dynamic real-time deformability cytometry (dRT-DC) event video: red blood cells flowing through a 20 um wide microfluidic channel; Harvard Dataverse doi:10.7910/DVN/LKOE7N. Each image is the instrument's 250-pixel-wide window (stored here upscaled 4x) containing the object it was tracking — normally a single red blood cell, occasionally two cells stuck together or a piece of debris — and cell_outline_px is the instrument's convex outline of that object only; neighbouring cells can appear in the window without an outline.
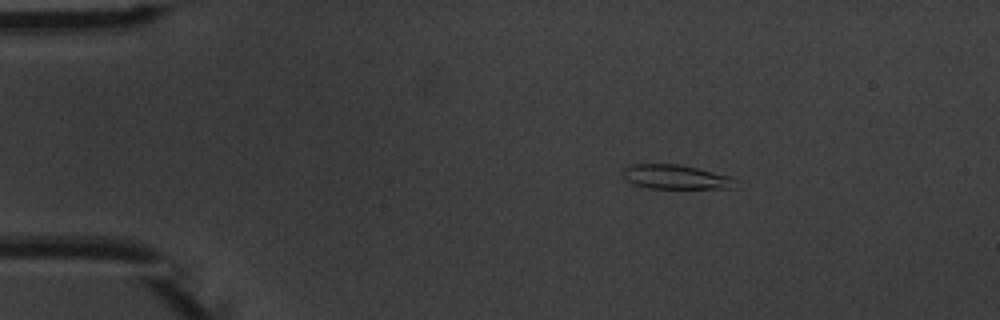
{"species": "common noctule bat (a hibernating species)", "species_latin": "Nyctalus noctula", "temperature_condition": "warm", "stored_images_in_passage": 3, "camera_frame_rate_fps": 3000, "um_per_image_px": 0.085, "animal": {"sex": "male", "body_mass_g": 20.1, "forearm_length_mm": 53.5}, "frame": {"image": 1, "passage_image": 1, "time_ms": 0.0, "image_size_px": [1000, 320], "cell_outline_px": [[740, 180], [736, 188], [648, 188], [632, 184], [624, 176], [624, 168], [628, 164], [680, 164], [732, 176]], "centroid_in_image_um": [57.52, 15.04], "position_along_channel_um": 27.5, "area_um2": 16.18}}